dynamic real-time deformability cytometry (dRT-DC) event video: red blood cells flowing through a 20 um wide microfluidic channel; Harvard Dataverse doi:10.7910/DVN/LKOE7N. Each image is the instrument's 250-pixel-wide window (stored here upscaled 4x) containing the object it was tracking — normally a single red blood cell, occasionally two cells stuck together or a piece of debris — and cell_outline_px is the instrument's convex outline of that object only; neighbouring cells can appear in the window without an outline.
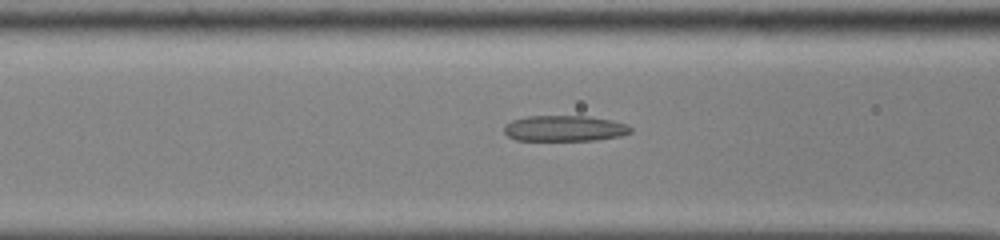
{"species": "common noctule bat (a hibernating species)", "species_latin": "Nyctalus noctula", "temperature_condition": "cold", "stored_images_in_passage": 53, "camera_frame_rate_fps": 3000, "um_per_image_px": 0.085, "animal": {"sex": "male", "body_mass_g": 13.0, "forearm_length_mm": 53.1}, "frame": {"image": 1, "passage_image": 23, "time_ms": 7.333, "image_size_px": [1000, 240], "cell_outline_px": [[632, 132], [620, 136], [596, 140], [516, 140], [508, 136], [504, 132], [504, 124], [512, 120], [528, 116], [588, 116], [628, 124], [632, 128]], "centroid_in_image_um": [47.98, 10.91], "position_along_channel_um": 118.6, "area_um2": 19.02}}
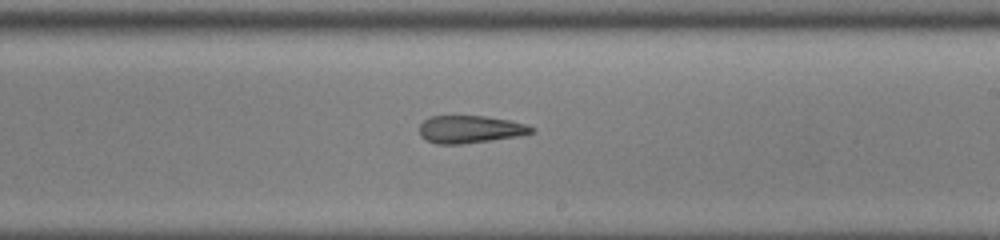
{"frame": {"image": 2, "passage_image": 33, "time_ms": 10.667, "image_size_px": [1000, 240], "cell_outline_px": [[536, 132], [520, 136], [492, 140], [460, 144], [436, 144], [420, 136], [420, 124], [424, 120], [432, 116], [484, 116], [508, 120], [528, 124], [536, 128]], "centroid_in_image_um": [40.02, 10.99], "position_along_channel_um": 249.0, "area_um2": 18.09}}
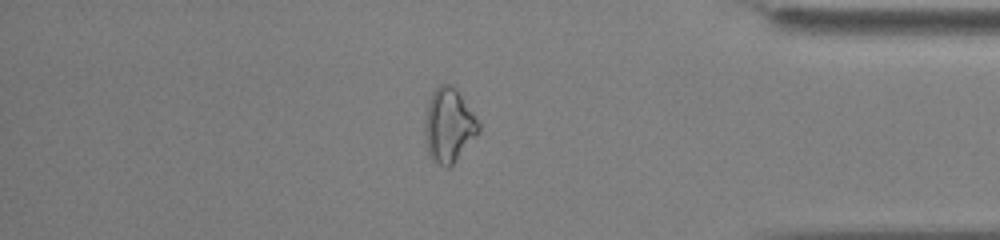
{"frame": {"image": 3, "passage_image": 46, "time_ms": 15.0, "image_size_px": [1000, 240], "cell_outline_px": [[480, 132], [452, 164], [448, 168], [444, 168], [428, 152], [424, 128], [428, 104], [432, 92], [440, 84], [452, 84], [456, 88], [480, 124]], "centroid_in_image_um": [38.16, 10.63], "position_along_channel_um": 397.0, "area_um2": 22.72}, "authors_computed_cell_mechanics": {"area_um2": 21.6172, "velocity_mm_per_s": 3.9097, "shape_relaxation_time_tau1_ms": null, "shape_relaxation_time_tau2_ms": 2.1315, "deformation_change_tau1": null, "deformation_change_tau2": 0.1115}}